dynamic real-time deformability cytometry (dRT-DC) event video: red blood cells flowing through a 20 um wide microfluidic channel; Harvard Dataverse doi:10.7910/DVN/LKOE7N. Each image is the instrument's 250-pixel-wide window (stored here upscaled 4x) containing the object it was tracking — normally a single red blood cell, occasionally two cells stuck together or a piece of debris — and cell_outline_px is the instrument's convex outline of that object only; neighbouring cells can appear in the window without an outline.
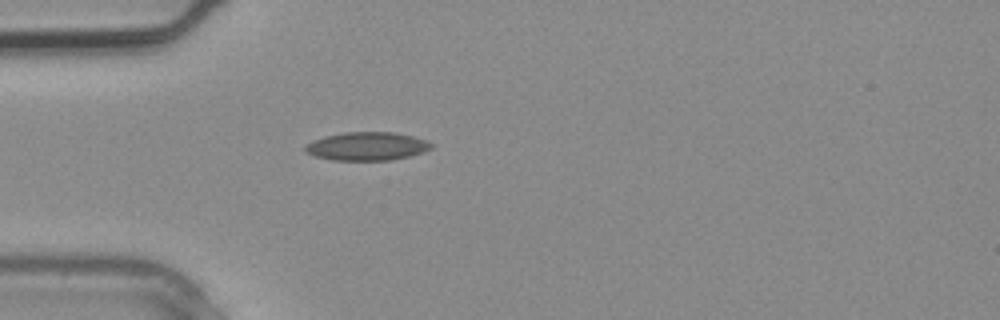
{"species": "common noctule bat (a hibernating species)", "species_latin": "Nyctalus noctula", "temperature_condition": "warm", "stored_images_in_passage": 1, "camera_frame_rate_fps": 3000, "um_per_image_px": 0.085, "animal": {"sex": "male", "body_mass_g": 20.4}, "frame": {"image": 1, "passage_image": 1, "time_ms": 0.0, "image_size_px": [1000, 320], "cell_outline_px": [[436, 144], [432, 148], [424, 152], [392, 160], [332, 160], [316, 156], [308, 152], [304, 148], [304, 144], [312, 140], [324, 136], [344, 132], [396, 132], [412, 136]], "centroid_in_image_um": [31.2, 12.42], "position_along_channel_um": 53.8, "area_um2": 20.92}}